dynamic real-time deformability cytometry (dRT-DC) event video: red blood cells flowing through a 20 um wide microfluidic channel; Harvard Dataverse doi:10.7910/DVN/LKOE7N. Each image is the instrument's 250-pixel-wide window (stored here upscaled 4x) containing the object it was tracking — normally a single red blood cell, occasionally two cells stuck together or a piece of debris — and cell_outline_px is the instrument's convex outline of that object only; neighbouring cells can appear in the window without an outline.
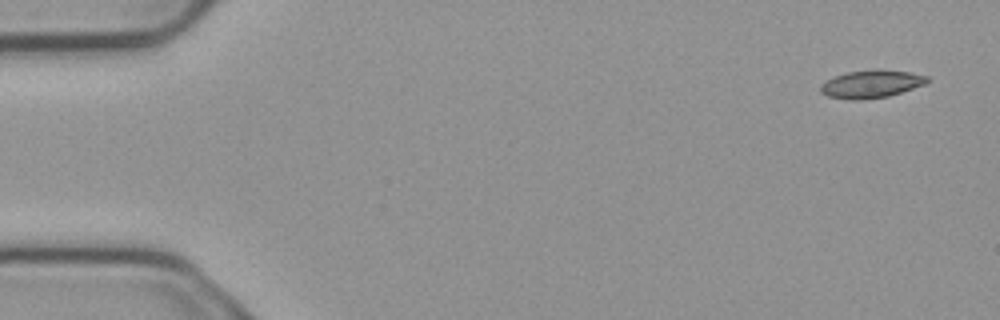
{"species": "common noctule bat (a hibernating species)", "species_latin": "Nyctalus noctula", "temperature_condition": "cold", "stored_images_in_passage": 7, "camera_frame_rate_fps": 3000, "um_per_image_px": 0.085, "animal": {"sex": "male", "body_mass_g": 23.1, "forearm_length_mm": 52.7}, "frame": {"image": 1, "passage_image": 1, "time_ms": 0.0, "image_size_px": [1000, 320], "cell_outline_px": [[928, 80], [924, 84], [888, 96], [864, 100], [852, 100], [828, 96], [820, 92], [820, 84], [836, 76], [848, 72], [908, 72], [928, 76]], "centroid_in_image_um": [74.0, 7.19], "position_along_channel_um": 11.0, "area_um2": 16.3}}
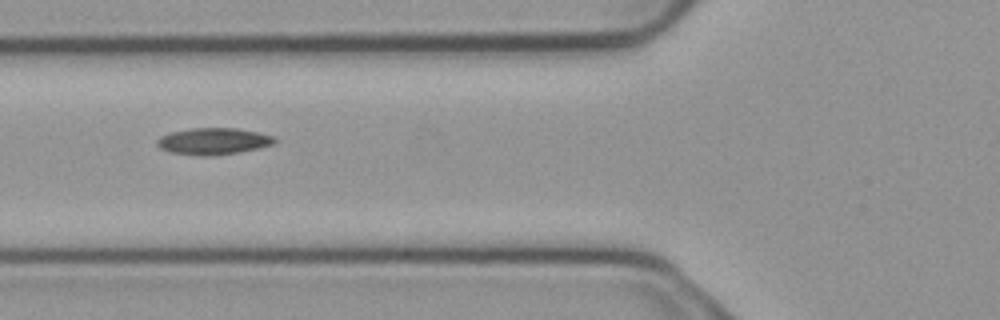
{"frame": {"image": 2, "passage_image": 6, "time_ms": 1.667, "image_size_px": [1000, 320], "cell_outline_px": [[276, 144], [260, 148], [240, 152], [212, 156], [200, 156], [172, 152], [160, 148], [156, 144], [156, 140], [160, 136], [172, 132], [192, 128], [236, 128], [276, 136]], "centroid_in_image_um": [18.18, 12.01], "position_along_channel_um": 107.6, "area_um2": 18.38}}
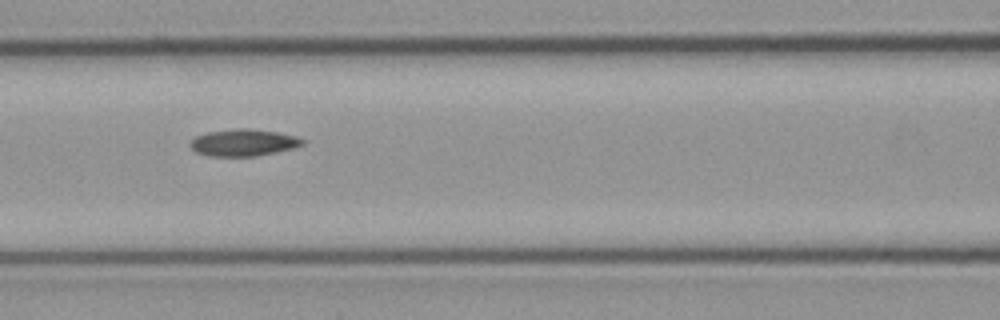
{"frame": {"image": 3, "passage_image": 7, "time_ms": 2.0, "image_size_px": [1000, 320], "cell_outline_px": [[304, 144], [296, 148], [256, 156], [208, 156], [196, 152], [188, 144], [196, 136], [208, 132], [236, 128], [248, 128], [276, 132], [296, 136], [304, 140]], "centroid_in_image_um": [20.7, 12.12], "position_along_channel_um": 145.9, "area_um2": 17.63}}